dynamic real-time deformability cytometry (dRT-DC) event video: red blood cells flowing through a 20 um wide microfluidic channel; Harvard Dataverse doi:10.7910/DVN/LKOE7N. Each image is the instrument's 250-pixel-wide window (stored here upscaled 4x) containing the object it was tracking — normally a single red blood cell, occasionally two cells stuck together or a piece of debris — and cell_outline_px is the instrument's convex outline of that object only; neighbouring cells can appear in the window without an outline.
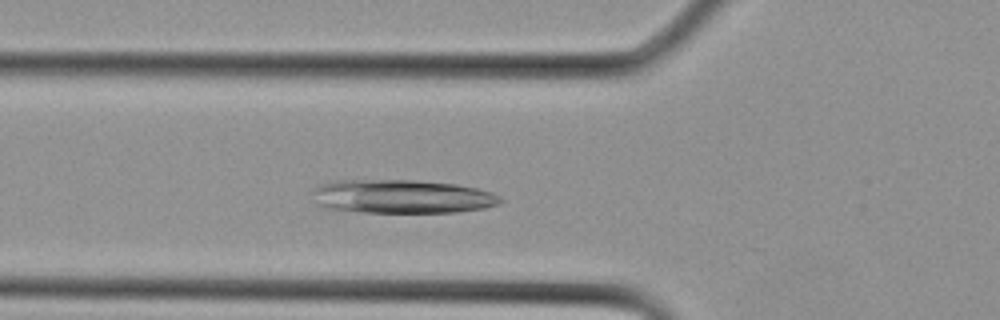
{"species": "Egyptian fruit bat (a non-hibernating species)", "species_latin": "Rousettus aegyptiacus", "temperature_condition": "cold", "stored_images_in_passage": 6, "camera_frame_rate_fps": 3000, "um_per_image_px": 0.085, "animal": {"sex": "female"}, "frame": {"image": 1, "passage_image": 4, "time_ms": 1.0, "image_size_px": [1000, 320], "cell_outline_px": [[504, 200], [500, 204], [484, 208], [456, 212], [364, 212], [324, 208], [316, 204], [312, 192], [312, 188], [328, 180], [416, 180], [456, 184], [476, 188], [492, 192], [500, 196]], "centroid_in_image_um": [34.13, 16.69], "position_along_channel_um": 91.7, "area_um2": 37.28}}
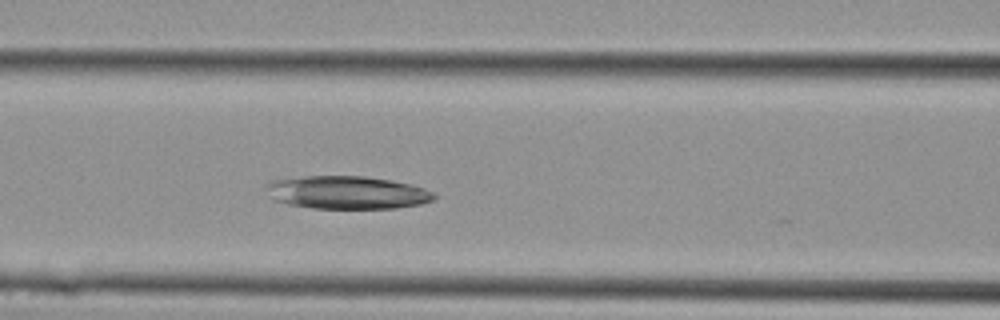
{"frame": {"image": 2, "passage_image": 6, "time_ms": 1.667, "image_size_px": [1000, 320], "cell_outline_px": [[436, 196], [432, 200], [420, 204], [396, 208], [312, 208], [288, 204], [272, 200], [268, 188], [268, 184], [272, 180], [304, 176], [364, 176], [392, 180], [424, 188], [436, 192]], "centroid_in_image_um": [29.52, 16.36], "position_along_channel_um": 137.1, "area_um2": 32.14}}